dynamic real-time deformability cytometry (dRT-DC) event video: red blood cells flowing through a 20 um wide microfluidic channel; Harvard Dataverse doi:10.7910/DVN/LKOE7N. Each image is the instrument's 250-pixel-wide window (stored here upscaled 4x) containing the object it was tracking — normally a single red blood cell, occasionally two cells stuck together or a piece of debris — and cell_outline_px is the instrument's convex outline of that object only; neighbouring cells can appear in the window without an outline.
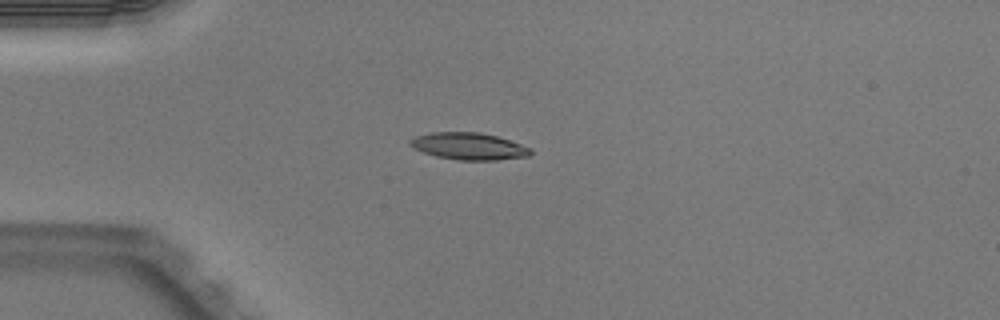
{"species": "Egyptian fruit bat (a non-hibernating species)", "species_latin": "Rousettus aegyptiacus", "temperature_condition": "warm", "stored_images_in_passage": 3, "camera_frame_rate_fps": 3000, "um_per_image_px": 0.085, "animal": {"sex": "male"}, "frame": {"image": 1, "passage_image": 1, "time_ms": 0.0, "image_size_px": [1000, 320], "cell_outline_px": [[532, 152], [528, 156], [496, 160], [460, 160], [436, 156], [412, 148], [408, 144], [408, 140], [416, 136], [432, 132], [480, 132], [496, 136], [532, 148]], "centroid_in_image_um": [39.82, 12.42], "position_along_channel_um": 45.2, "area_um2": 18.9}}